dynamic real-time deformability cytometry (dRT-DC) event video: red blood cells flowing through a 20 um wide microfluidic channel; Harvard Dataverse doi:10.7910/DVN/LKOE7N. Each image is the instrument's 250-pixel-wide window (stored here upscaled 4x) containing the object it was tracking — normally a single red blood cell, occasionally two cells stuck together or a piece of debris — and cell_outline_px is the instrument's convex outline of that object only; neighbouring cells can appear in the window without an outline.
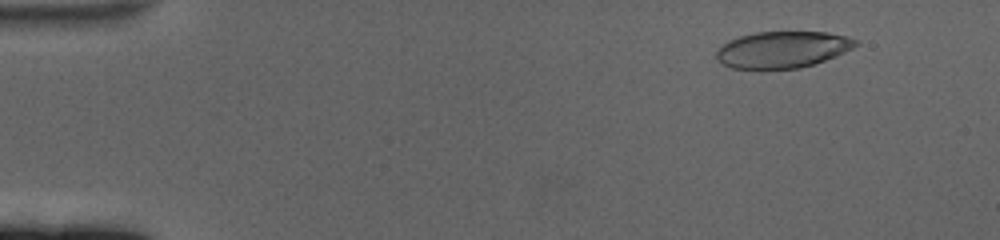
{"species": "human", "species_latin": "Homo sapiens", "temperature_condition": "cold", "stored_images_in_passage": 60, "camera_frame_rate_fps": 3000, "um_per_image_px": 0.085, "donor": {"sex": "female"}, "frame": {"image": 1, "passage_image": 6, "time_ms": 1.667, "image_size_px": [1000, 240], "cell_outline_px": [[860, 44], [836, 56], [800, 68], [732, 68], [716, 60], [716, 52], [728, 40], [740, 36], [756, 32], [828, 32], [844, 36], [856, 40]], "centroid_in_image_um": [66.51, 4.2], "position_along_channel_um": 18.5, "area_um2": 29.3}}
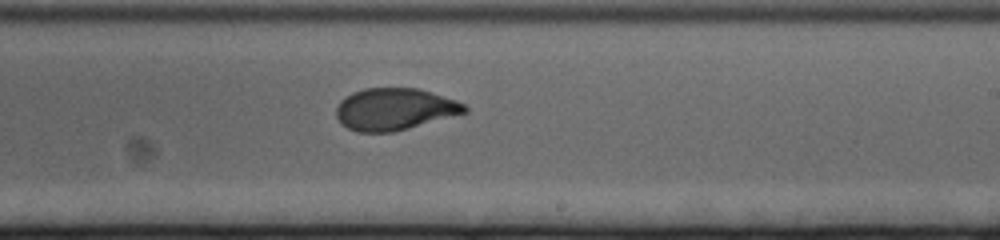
{"frame": {"image": 2, "passage_image": 37, "time_ms": 12.0, "image_size_px": [1000, 240], "cell_outline_px": [[468, 112], [408, 128], [392, 132], [356, 132], [348, 128], [336, 116], [336, 108], [340, 100], [352, 92], [364, 88], [420, 88], [456, 100], [464, 104], [468, 108]], "centroid_in_image_um": [33.54, 9.27], "position_along_channel_um": 255.5, "area_um2": 31.33}}
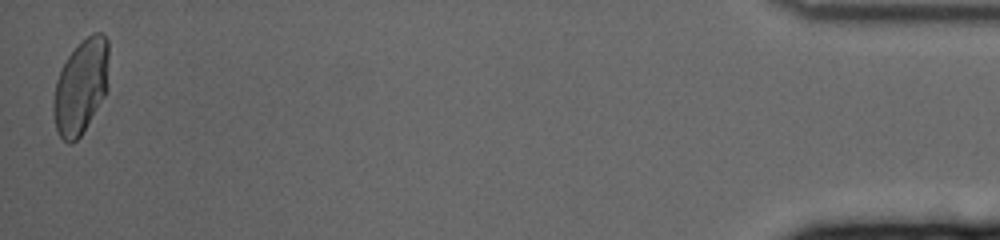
{"frame": {"image": 3, "passage_image": 60, "time_ms": 19.667, "image_size_px": [1000, 240], "cell_outline_px": [[108, 88], [104, 96], [80, 136], [72, 144], [68, 144], [60, 136], [56, 128], [52, 112], [52, 100], [56, 80], [68, 56], [92, 32], [104, 32], [108, 40]], "centroid_in_image_um": [6.87, 7.36], "position_along_channel_um": 428.3, "area_um2": 30.46}, "authors_computed_cell_mechanics": {"area_um2": 31.8478, "velocity_mm_per_s": 3.3538, "shape_relaxation_time_tau1_ms": 6.8389, "shape_relaxation_time_tau2_ms": 1.2227, "deformation_change_tau1": 0.2051, "deformation_change_tau2": 0.0608}}